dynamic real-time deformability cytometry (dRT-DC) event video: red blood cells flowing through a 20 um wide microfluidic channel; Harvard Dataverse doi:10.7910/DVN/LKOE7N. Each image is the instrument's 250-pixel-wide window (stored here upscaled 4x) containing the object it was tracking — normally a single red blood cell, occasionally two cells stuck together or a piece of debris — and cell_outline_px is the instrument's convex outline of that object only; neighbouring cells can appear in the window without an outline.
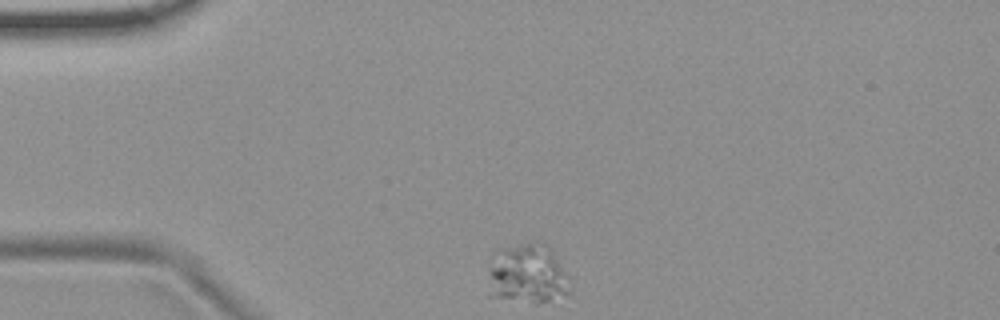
{"species": "common noctule bat (a hibernating species)", "species_latin": "Nyctalus noctula", "temperature_condition": "room temperature", "stored_images_in_passage": 46, "camera_frame_rate_fps": 3000, "um_per_image_px": 0.085, "animal": {"sex": "female", "body_mass_g": 19.9}, "frame": {"image": 1, "passage_image": 1, "time_ms": 0.0, "image_size_px": [1000, 320], "cell_outline_px": [[572, 288], [568, 292], [548, 300], [536, 300], [488, 296], [488, 260], [496, 248], [524, 244], [548, 244], [568, 276]], "centroid_in_image_um": [44.76, 23.22], "position_along_channel_um": 40.2, "area_um2": 28.03}}
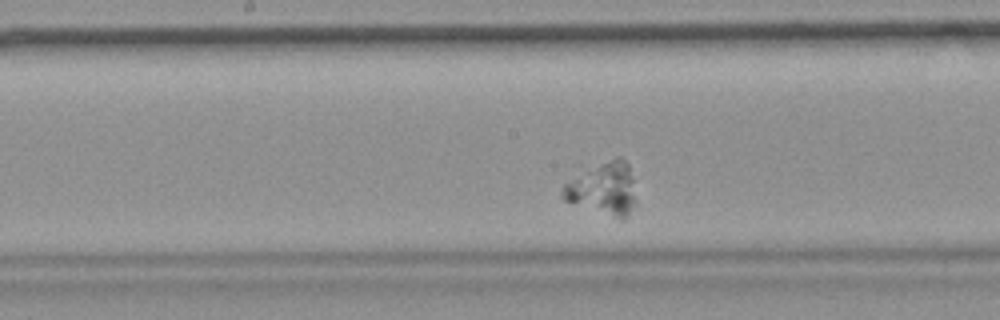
{"frame": {"image": 2, "passage_image": 18, "time_ms": 5.667, "image_size_px": [1000, 320], "cell_outline_px": [[636, 204], [624, 220], [620, 220], [564, 200], [560, 196], [560, 192], [564, 184], [600, 164], [616, 156], [620, 156], [628, 164], [632, 180]], "centroid_in_image_um": [51.31, 16.09], "position_along_channel_um": 196.9, "area_um2": 21.96}}
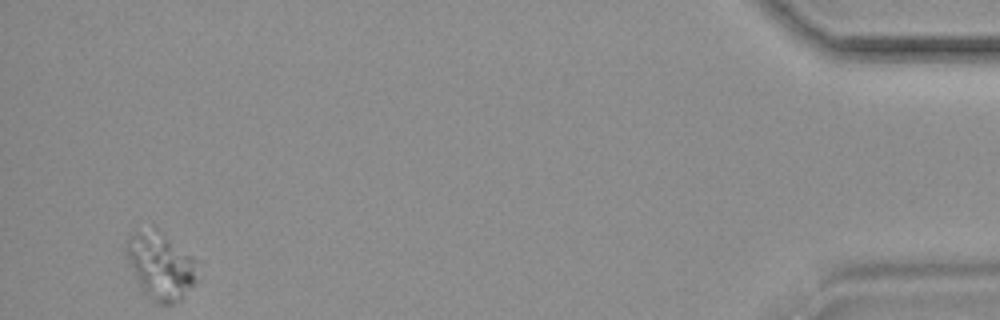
{"frame": {"image": 3, "passage_image": 44, "time_ms": 14.333, "image_size_px": [1000, 320], "cell_outline_px": [[204, 260], [200, 280], [180, 300], [172, 304], [160, 304], [144, 296], [132, 272], [124, 252], [124, 244], [128, 236], [136, 232], [156, 228]], "centroid_in_image_um": [13.78, 22.6], "position_along_channel_um": 421.4, "area_um2": 29.65}}